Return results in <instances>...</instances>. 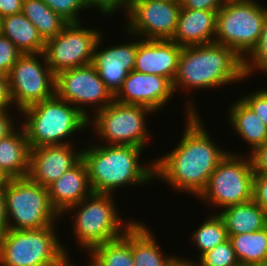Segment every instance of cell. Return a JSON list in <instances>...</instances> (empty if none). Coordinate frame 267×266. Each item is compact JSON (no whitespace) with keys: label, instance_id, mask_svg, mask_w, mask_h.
Returning a JSON list of instances; mask_svg holds the SVG:
<instances>
[{"label":"cell","instance_id":"obj_1","mask_svg":"<svg viewBox=\"0 0 267 266\" xmlns=\"http://www.w3.org/2000/svg\"><path fill=\"white\" fill-rule=\"evenodd\" d=\"M200 115L185 117L184 131L175 148L154 159V180H162L174 192L188 193L193 198L206 188L211 174L229 152L217 140L215 143Z\"/></svg>","mask_w":267,"mask_h":266},{"label":"cell","instance_id":"obj_2","mask_svg":"<svg viewBox=\"0 0 267 266\" xmlns=\"http://www.w3.org/2000/svg\"><path fill=\"white\" fill-rule=\"evenodd\" d=\"M243 80L246 81L244 60L232 48L211 43L183 47L172 85L175 94L179 89L178 93L182 90L186 95L189 93L184 109V117H189L199 114L191 91L224 88Z\"/></svg>","mask_w":267,"mask_h":266},{"label":"cell","instance_id":"obj_3","mask_svg":"<svg viewBox=\"0 0 267 266\" xmlns=\"http://www.w3.org/2000/svg\"><path fill=\"white\" fill-rule=\"evenodd\" d=\"M95 143L91 140L82 148V160L87 166L92 192L114 194L117 189L140 185L142 188L155 181L154 159L141 162L144 148Z\"/></svg>","mask_w":267,"mask_h":266},{"label":"cell","instance_id":"obj_4","mask_svg":"<svg viewBox=\"0 0 267 266\" xmlns=\"http://www.w3.org/2000/svg\"><path fill=\"white\" fill-rule=\"evenodd\" d=\"M115 195L92 192L61 215L64 218L65 214L68 216L73 212L71 232L75 244L84 252L89 253L98 245L120 238L137 222L136 219L122 218Z\"/></svg>","mask_w":267,"mask_h":266},{"label":"cell","instance_id":"obj_5","mask_svg":"<svg viewBox=\"0 0 267 266\" xmlns=\"http://www.w3.org/2000/svg\"><path fill=\"white\" fill-rule=\"evenodd\" d=\"M19 116L30 148L69 144L76 133L90 130L89 119L56 95L24 108Z\"/></svg>","mask_w":267,"mask_h":266},{"label":"cell","instance_id":"obj_6","mask_svg":"<svg viewBox=\"0 0 267 266\" xmlns=\"http://www.w3.org/2000/svg\"><path fill=\"white\" fill-rule=\"evenodd\" d=\"M57 225L39 229H8L0 237V266H64L68 247Z\"/></svg>","mask_w":267,"mask_h":266},{"label":"cell","instance_id":"obj_7","mask_svg":"<svg viewBox=\"0 0 267 266\" xmlns=\"http://www.w3.org/2000/svg\"><path fill=\"white\" fill-rule=\"evenodd\" d=\"M257 0H228L217 12L214 43L232 48L243 60L261 37L267 4Z\"/></svg>","mask_w":267,"mask_h":266},{"label":"cell","instance_id":"obj_8","mask_svg":"<svg viewBox=\"0 0 267 266\" xmlns=\"http://www.w3.org/2000/svg\"><path fill=\"white\" fill-rule=\"evenodd\" d=\"M241 153L229 150L211 174L206 188L197 197L205 206L210 204L209 208L220 211L253 199V162L249 154Z\"/></svg>","mask_w":267,"mask_h":266},{"label":"cell","instance_id":"obj_9","mask_svg":"<svg viewBox=\"0 0 267 266\" xmlns=\"http://www.w3.org/2000/svg\"><path fill=\"white\" fill-rule=\"evenodd\" d=\"M8 229L29 230L59 224L48 189L29 177L10 179L3 191Z\"/></svg>","mask_w":267,"mask_h":266},{"label":"cell","instance_id":"obj_10","mask_svg":"<svg viewBox=\"0 0 267 266\" xmlns=\"http://www.w3.org/2000/svg\"><path fill=\"white\" fill-rule=\"evenodd\" d=\"M155 114L142 105H126L113 100L104 109L89 118L95 131L94 138L104 145H131L146 148L152 138L148 128V116ZM151 137V138H150Z\"/></svg>","mask_w":267,"mask_h":266},{"label":"cell","instance_id":"obj_11","mask_svg":"<svg viewBox=\"0 0 267 266\" xmlns=\"http://www.w3.org/2000/svg\"><path fill=\"white\" fill-rule=\"evenodd\" d=\"M14 109L20 112L55 95V74L43 53L22 54L8 75Z\"/></svg>","mask_w":267,"mask_h":266},{"label":"cell","instance_id":"obj_12","mask_svg":"<svg viewBox=\"0 0 267 266\" xmlns=\"http://www.w3.org/2000/svg\"><path fill=\"white\" fill-rule=\"evenodd\" d=\"M84 26L83 22L69 23L59 34L45 41L43 54L55 75L62 70L92 64L103 30Z\"/></svg>","mask_w":267,"mask_h":266},{"label":"cell","instance_id":"obj_13","mask_svg":"<svg viewBox=\"0 0 267 266\" xmlns=\"http://www.w3.org/2000/svg\"><path fill=\"white\" fill-rule=\"evenodd\" d=\"M55 95L76 107L88 119L93 113L104 109L114 100V96L106 88L92 64L57 73L55 75ZM92 106L93 110L91 111L93 112L90 115L88 109H91Z\"/></svg>","mask_w":267,"mask_h":266},{"label":"cell","instance_id":"obj_14","mask_svg":"<svg viewBox=\"0 0 267 266\" xmlns=\"http://www.w3.org/2000/svg\"><path fill=\"white\" fill-rule=\"evenodd\" d=\"M180 11V1L131 0L122 29L144 40H171Z\"/></svg>","mask_w":267,"mask_h":266},{"label":"cell","instance_id":"obj_15","mask_svg":"<svg viewBox=\"0 0 267 266\" xmlns=\"http://www.w3.org/2000/svg\"><path fill=\"white\" fill-rule=\"evenodd\" d=\"M124 31L127 33L125 37L128 35L130 39L132 37L133 41L128 39L126 43L111 44L108 47H101L102 42L105 40L103 32L95 46L92 62L101 80L113 96L122 88V84L128 76V73L133 71L135 66L139 37L128 33L125 29Z\"/></svg>","mask_w":267,"mask_h":266},{"label":"cell","instance_id":"obj_16","mask_svg":"<svg viewBox=\"0 0 267 266\" xmlns=\"http://www.w3.org/2000/svg\"><path fill=\"white\" fill-rule=\"evenodd\" d=\"M174 94L169 79L133 70L128 73L114 100L126 105H142L157 113L174 99Z\"/></svg>","mask_w":267,"mask_h":266},{"label":"cell","instance_id":"obj_17","mask_svg":"<svg viewBox=\"0 0 267 266\" xmlns=\"http://www.w3.org/2000/svg\"><path fill=\"white\" fill-rule=\"evenodd\" d=\"M81 159L82 148L75 142L30 148L28 177L47 188Z\"/></svg>","mask_w":267,"mask_h":266},{"label":"cell","instance_id":"obj_18","mask_svg":"<svg viewBox=\"0 0 267 266\" xmlns=\"http://www.w3.org/2000/svg\"><path fill=\"white\" fill-rule=\"evenodd\" d=\"M183 47L172 40H144L139 37L134 71L154 74L172 83Z\"/></svg>","mask_w":267,"mask_h":266},{"label":"cell","instance_id":"obj_19","mask_svg":"<svg viewBox=\"0 0 267 266\" xmlns=\"http://www.w3.org/2000/svg\"><path fill=\"white\" fill-rule=\"evenodd\" d=\"M52 207L61 216L69 207L78 204L92 193L88 170L81 159L74 167L48 187Z\"/></svg>","mask_w":267,"mask_h":266},{"label":"cell","instance_id":"obj_20","mask_svg":"<svg viewBox=\"0 0 267 266\" xmlns=\"http://www.w3.org/2000/svg\"><path fill=\"white\" fill-rule=\"evenodd\" d=\"M217 12L181 9L177 29L171 40L182 47L214 43Z\"/></svg>","mask_w":267,"mask_h":266},{"label":"cell","instance_id":"obj_21","mask_svg":"<svg viewBox=\"0 0 267 266\" xmlns=\"http://www.w3.org/2000/svg\"><path fill=\"white\" fill-rule=\"evenodd\" d=\"M233 101L226 114L227 123L246 142L250 150L246 154L250 155L267 142V126L239 97Z\"/></svg>","mask_w":267,"mask_h":266},{"label":"cell","instance_id":"obj_22","mask_svg":"<svg viewBox=\"0 0 267 266\" xmlns=\"http://www.w3.org/2000/svg\"><path fill=\"white\" fill-rule=\"evenodd\" d=\"M29 160L30 147L25 130L20 124L0 140V171L10 179L28 177Z\"/></svg>","mask_w":267,"mask_h":266},{"label":"cell","instance_id":"obj_23","mask_svg":"<svg viewBox=\"0 0 267 266\" xmlns=\"http://www.w3.org/2000/svg\"><path fill=\"white\" fill-rule=\"evenodd\" d=\"M146 223L138 221L132 226V255L134 266H168L176 256L164 254L156 234ZM163 250V251H162Z\"/></svg>","mask_w":267,"mask_h":266},{"label":"cell","instance_id":"obj_24","mask_svg":"<svg viewBox=\"0 0 267 266\" xmlns=\"http://www.w3.org/2000/svg\"><path fill=\"white\" fill-rule=\"evenodd\" d=\"M216 213L224 221L228 235L256 232L267 227V214L253 199Z\"/></svg>","mask_w":267,"mask_h":266},{"label":"cell","instance_id":"obj_25","mask_svg":"<svg viewBox=\"0 0 267 266\" xmlns=\"http://www.w3.org/2000/svg\"><path fill=\"white\" fill-rule=\"evenodd\" d=\"M0 33L10 39L22 54L43 53L45 41L22 12L1 18Z\"/></svg>","mask_w":267,"mask_h":266},{"label":"cell","instance_id":"obj_26","mask_svg":"<svg viewBox=\"0 0 267 266\" xmlns=\"http://www.w3.org/2000/svg\"><path fill=\"white\" fill-rule=\"evenodd\" d=\"M228 237L241 266H255L267 261V227Z\"/></svg>","mask_w":267,"mask_h":266},{"label":"cell","instance_id":"obj_27","mask_svg":"<svg viewBox=\"0 0 267 266\" xmlns=\"http://www.w3.org/2000/svg\"><path fill=\"white\" fill-rule=\"evenodd\" d=\"M22 13L37 28L44 41L55 37L69 24L42 0H24Z\"/></svg>","mask_w":267,"mask_h":266},{"label":"cell","instance_id":"obj_28","mask_svg":"<svg viewBox=\"0 0 267 266\" xmlns=\"http://www.w3.org/2000/svg\"><path fill=\"white\" fill-rule=\"evenodd\" d=\"M87 254L100 266H134L132 227L120 238L98 245Z\"/></svg>","mask_w":267,"mask_h":266},{"label":"cell","instance_id":"obj_29","mask_svg":"<svg viewBox=\"0 0 267 266\" xmlns=\"http://www.w3.org/2000/svg\"><path fill=\"white\" fill-rule=\"evenodd\" d=\"M191 235V244L196 246L198 250L197 253H200L199 256H202L207 251L213 249L215 246L220 243L225 242L229 237L227 230L222 218L218 213H210L209 217L203 219V222L197 227L195 231L190 233Z\"/></svg>","mask_w":267,"mask_h":266},{"label":"cell","instance_id":"obj_30","mask_svg":"<svg viewBox=\"0 0 267 266\" xmlns=\"http://www.w3.org/2000/svg\"><path fill=\"white\" fill-rule=\"evenodd\" d=\"M258 70V71H257ZM262 72L267 74V16L264 20L261 37L256 48L244 60V73L246 80Z\"/></svg>","mask_w":267,"mask_h":266},{"label":"cell","instance_id":"obj_31","mask_svg":"<svg viewBox=\"0 0 267 266\" xmlns=\"http://www.w3.org/2000/svg\"><path fill=\"white\" fill-rule=\"evenodd\" d=\"M199 266H241L229 238L196 259Z\"/></svg>","mask_w":267,"mask_h":266},{"label":"cell","instance_id":"obj_32","mask_svg":"<svg viewBox=\"0 0 267 266\" xmlns=\"http://www.w3.org/2000/svg\"><path fill=\"white\" fill-rule=\"evenodd\" d=\"M52 11L61 15L69 23H80L83 11L89 13L90 7L87 0H42ZM81 11V13H80Z\"/></svg>","mask_w":267,"mask_h":266},{"label":"cell","instance_id":"obj_33","mask_svg":"<svg viewBox=\"0 0 267 266\" xmlns=\"http://www.w3.org/2000/svg\"><path fill=\"white\" fill-rule=\"evenodd\" d=\"M21 55V51L12 41L0 33V73L8 76Z\"/></svg>","mask_w":267,"mask_h":266},{"label":"cell","instance_id":"obj_34","mask_svg":"<svg viewBox=\"0 0 267 266\" xmlns=\"http://www.w3.org/2000/svg\"><path fill=\"white\" fill-rule=\"evenodd\" d=\"M262 88V89H261ZM258 90L250 91L247 95L241 92L239 98L265 123L267 126V91L261 87Z\"/></svg>","mask_w":267,"mask_h":266},{"label":"cell","instance_id":"obj_35","mask_svg":"<svg viewBox=\"0 0 267 266\" xmlns=\"http://www.w3.org/2000/svg\"><path fill=\"white\" fill-rule=\"evenodd\" d=\"M87 3L91 10L96 9L101 16L108 18L114 13L117 15L119 10L125 14L130 7L131 0H87Z\"/></svg>","mask_w":267,"mask_h":266},{"label":"cell","instance_id":"obj_36","mask_svg":"<svg viewBox=\"0 0 267 266\" xmlns=\"http://www.w3.org/2000/svg\"><path fill=\"white\" fill-rule=\"evenodd\" d=\"M253 200L267 214V173H254Z\"/></svg>","mask_w":267,"mask_h":266},{"label":"cell","instance_id":"obj_37","mask_svg":"<svg viewBox=\"0 0 267 266\" xmlns=\"http://www.w3.org/2000/svg\"><path fill=\"white\" fill-rule=\"evenodd\" d=\"M228 0H180L181 9L219 11Z\"/></svg>","mask_w":267,"mask_h":266},{"label":"cell","instance_id":"obj_38","mask_svg":"<svg viewBox=\"0 0 267 266\" xmlns=\"http://www.w3.org/2000/svg\"><path fill=\"white\" fill-rule=\"evenodd\" d=\"M14 104L10 94L9 87V79L5 74L0 73V111L12 109L14 111H18L17 109H13Z\"/></svg>","mask_w":267,"mask_h":266},{"label":"cell","instance_id":"obj_39","mask_svg":"<svg viewBox=\"0 0 267 266\" xmlns=\"http://www.w3.org/2000/svg\"><path fill=\"white\" fill-rule=\"evenodd\" d=\"M254 173H267V142L250 154Z\"/></svg>","mask_w":267,"mask_h":266},{"label":"cell","instance_id":"obj_40","mask_svg":"<svg viewBox=\"0 0 267 266\" xmlns=\"http://www.w3.org/2000/svg\"><path fill=\"white\" fill-rule=\"evenodd\" d=\"M10 110L11 109L0 111V140L8 136L20 125V122L19 124H15L14 117H12Z\"/></svg>","mask_w":267,"mask_h":266},{"label":"cell","instance_id":"obj_41","mask_svg":"<svg viewBox=\"0 0 267 266\" xmlns=\"http://www.w3.org/2000/svg\"><path fill=\"white\" fill-rule=\"evenodd\" d=\"M24 0H0V19L22 12Z\"/></svg>","mask_w":267,"mask_h":266},{"label":"cell","instance_id":"obj_42","mask_svg":"<svg viewBox=\"0 0 267 266\" xmlns=\"http://www.w3.org/2000/svg\"><path fill=\"white\" fill-rule=\"evenodd\" d=\"M8 230V223L5 211V197L3 191L0 192V237Z\"/></svg>","mask_w":267,"mask_h":266},{"label":"cell","instance_id":"obj_43","mask_svg":"<svg viewBox=\"0 0 267 266\" xmlns=\"http://www.w3.org/2000/svg\"><path fill=\"white\" fill-rule=\"evenodd\" d=\"M168 266H199L196 260L176 255Z\"/></svg>","mask_w":267,"mask_h":266},{"label":"cell","instance_id":"obj_44","mask_svg":"<svg viewBox=\"0 0 267 266\" xmlns=\"http://www.w3.org/2000/svg\"><path fill=\"white\" fill-rule=\"evenodd\" d=\"M69 256H71V255H69V253L66 254L64 266H74V265L78 266L77 264L73 263L74 262L73 260L72 261L70 260L71 257H69ZM87 257H89V262L86 265L84 264V266H100L98 264V262L90 254H88Z\"/></svg>","mask_w":267,"mask_h":266},{"label":"cell","instance_id":"obj_45","mask_svg":"<svg viewBox=\"0 0 267 266\" xmlns=\"http://www.w3.org/2000/svg\"><path fill=\"white\" fill-rule=\"evenodd\" d=\"M10 178L0 171V192L4 191Z\"/></svg>","mask_w":267,"mask_h":266},{"label":"cell","instance_id":"obj_46","mask_svg":"<svg viewBox=\"0 0 267 266\" xmlns=\"http://www.w3.org/2000/svg\"><path fill=\"white\" fill-rule=\"evenodd\" d=\"M255 266H267V261H266V262H262V263H260V264H257V265H255Z\"/></svg>","mask_w":267,"mask_h":266},{"label":"cell","instance_id":"obj_47","mask_svg":"<svg viewBox=\"0 0 267 266\" xmlns=\"http://www.w3.org/2000/svg\"><path fill=\"white\" fill-rule=\"evenodd\" d=\"M163 1H180V0H163Z\"/></svg>","mask_w":267,"mask_h":266}]
</instances>
